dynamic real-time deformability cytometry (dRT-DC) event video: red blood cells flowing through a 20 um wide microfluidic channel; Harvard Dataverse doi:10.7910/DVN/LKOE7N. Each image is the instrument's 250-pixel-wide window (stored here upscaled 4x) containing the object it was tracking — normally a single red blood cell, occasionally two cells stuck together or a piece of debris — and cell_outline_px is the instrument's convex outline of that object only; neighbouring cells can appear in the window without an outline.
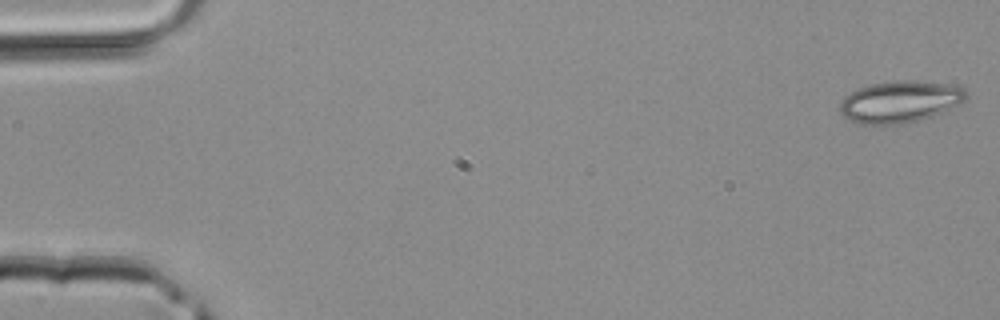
{"species": "common noctule bat (a hibernating species)", "species_latin": "Nyctalus noctula", "temperature_condition": "room temperature", "stored_images_in_passage": 43, "camera_frame_rate_fps": 3000, "um_per_image_px": 0.085, "animal": {"sex": "male", "body_mass_g": 20.4}, "frame": {"image": 1, "passage_image": 1, "time_ms": 0.0, "image_size_px": [1000, 320], "cell_outline_px": [[968, 96], [964, 100], [932, 116], [904, 124], [856, 124], [844, 116], [840, 112], [840, 100], [844, 96], [856, 88], [872, 84], [896, 80], [908, 80], [944, 84], [964, 88]], "centroid_in_image_um": [76.42, 8.65], "position_along_channel_um": 8.6, "area_um2": 30.46}}
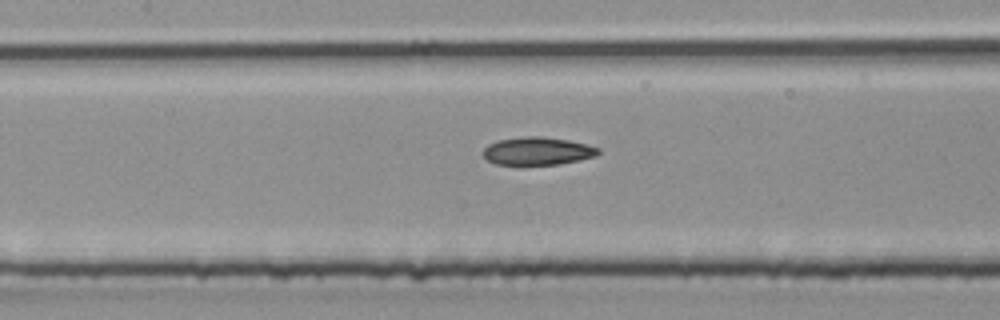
{"frame": {"image": 2, "passage_image": 20, "time_ms": 6.333, "image_size_px": [1000, 320], "cell_outline_px": [[600, 152], [596, 156], [580, 160], [560, 164], [496, 164], [488, 160], [480, 152], [488, 144], [496, 140], [524, 136], [544, 136], [568, 140], [588, 144], [600, 148]], "centroid_in_image_um": [45.69, 12.82], "position_along_channel_um": 161.7, "area_um2": 18.9}}
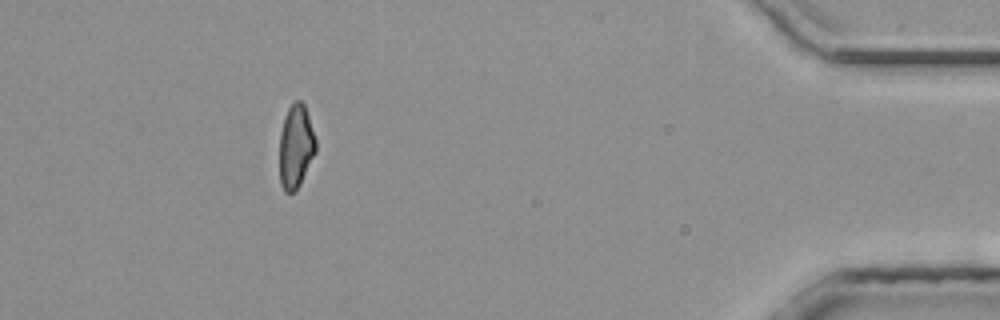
{"frame": {"image": 3, "passage_image": 39, "time_ms": 12.667, "image_size_px": [1000, 320], "cell_outline_px": [[316, 152], [300, 184], [292, 192], [284, 192], [280, 184], [280, 132], [284, 116], [288, 108], [296, 100], [300, 100], [304, 104], [316, 140]], "centroid_in_image_um": [25.14, 12.45], "position_along_channel_um": 410.1, "area_um2": 17.57}}